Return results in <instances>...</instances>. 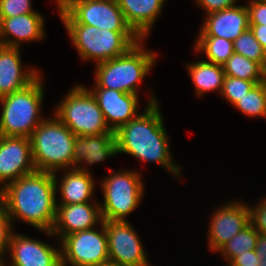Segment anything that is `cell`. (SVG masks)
Segmentation results:
<instances>
[{"label":"cell","mask_w":266,"mask_h":266,"mask_svg":"<svg viewBox=\"0 0 266 266\" xmlns=\"http://www.w3.org/2000/svg\"><path fill=\"white\" fill-rule=\"evenodd\" d=\"M149 93L152 95L147 99L145 110L115 132L118 155L125 153L143 162L155 163L180 177L181 166L172 159L159 100L152 91Z\"/></svg>","instance_id":"6da1fadb"},{"label":"cell","mask_w":266,"mask_h":266,"mask_svg":"<svg viewBox=\"0 0 266 266\" xmlns=\"http://www.w3.org/2000/svg\"><path fill=\"white\" fill-rule=\"evenodd\" d=\"M54 174L34 171L9 183L0 191L11 221L25 222L41 232L52 236L56 218V196Z\"/></svg>","instance_id":"7a4b0ae2"},{"label":"cell","mask_w":266,"mask_h":266,"mask_svg":"<svg viewBox=\"0 0 266 266\" xmlns=\"http://www.w3.org/2000/svg\"><path fill=\"white\" fill-rule=\"evenodd\" d=\"M59 18L82 61L95 65L125 54L140 38L133 31L99 30L94 26L78 24L63 8Z\"/></svg>","instance_id":"3957f363"},{"label":"cell","mask_w":266,"mask_h":266,"mask_svg":"<svg viewBox=\"0 0 266 266\" xmlns=\"http://www.w3.org/2000/svg\"><path fill=\"white\" fill-rule=\"evenodd\" d=\"M145 41L140 39L125 54L96 64L93 88L138 95L140 83L152 70L158 57L156 52L144 48Z\"/></svg>","instance_id":"277c9868"},{"label":"cell","mask_w":266,"mask_h":266,"mask_svg":"<svg viewBox=\"0 0 266 266\" xmlns=\"http://www.w3.org/2000/svg\"><path fill=\"white\" fill-rule=\"evenodd\" d=\"M30 141L37 171L57 175L60 170L74 169L75 134L55 115L45 118L36 127Z\"/></svg>","instance_id":"5b68a950"},{"label":"cell","mask_w":266,"mask_h":266,"mask_svg":"<svg viewBox=\"0 0 266 266\" xmlns=\"http://www.w3.org/2000/svg\"><path fill=\"white\" fill-rule=\"evenodd\" d=\"M41 74L26 88L0 98V135L30 138L42 116L44 79Z\"/></svg>","instance_id":"8992f818"},{"label":"cell","mask_w":266,"mask_h":266,"mask_svg":"<svg viewBox=\"0 0 266 266\" xmlns=\"http://www.w3.org/2000/svg\"><path fill=\"white\" fill-rule=\"evenodd\" d=\"M110 171L108 176L99 181L104 196L103 202H99L102 220L127 221L126 217L136 211L143 201L146 190L144 180L136 169Z\"/></svg>","instance_id":"52a82bcc"},{"label":"cell","mask_w":266,"mask_h":266,"mask_svg":"<svg viewBox=\"0 0 266 266\" xmlns=\"http://www.w3.org/2000/svg\"><path fill=\"white\" fill-rule=\"evenodd\" d=\"M54 108V115L75 135L92 136L111 132L94 95L75 84Z\"/></svg>","instance_id":"ba28073f"},{"label":"cell","mask_w":266,"mask_h":266,"mask_svg":"<svg viewBox=\"0 0 266 266\" xmlns=\"http://www.w3.org/2000/svg\"><path fill=\"white\" fill-rule=\"evenodd\" d=\"M72 233L60 240L62 266H95L109 261L105 223Z\"/></svg>","instance_id":"9c48e42d"},{"label":"cell","mask_w":266,"mask_h":266,"mask_svg":"<svg viewBox=\"0 0 266 266\" xmlns=\"http://www.w3.org/2000/svg\"><path fill=\"white\" fill-rule=\"evenodd\" d=\"M78 24L99 30L132 31L116 0H55Z\"/></svg>","instance_id":"30bf717a"},{"label":"cell","mask_w":266,"mask_h":266,"mask_svg":"<svg viewBox=\"0 0 266 266\" xmlns=\"http://www.w3.org/2000/svg\"><path fill=\"white\" fill-rule=\"evenodd\" d=\"M104 223L110 262L120 266H151L138 232L131 223L112 220Z\"/></svg>","instance_id":"8fae6325"},{"label":"cell","mask_w":266,"mask_h":266,"mask_svg":"<svg viewBox=\"0 0 266 266\" xmlns=\"http://www.w3.org/2000/svg\"><path fill=\"white\" fill-rule=\"evenodd\" d=\"M238 201L226 202L213 211L207 233L209 251L217 252L225 243L250 224L248 204ZM228 203V204H227Z\"/></svg>","instance_id":"7c38bea8"},{"label":"cell","mask_w":266,"mask_h":266,"mask_svg":"<svg viewBox=\"0 0 266 266\" xmlns=\"http://www.w3.org/2000/svg\"><path fill=\"white\" fill-rule=\"evenodd\" d=\"M34 171L30 138L0 135V191Z\"/></svg>","instance_id":"4fadbf2b"},{"label":"cell","mask_w":266,"mask_h":266,"mask_svg":"<svg viewBox=\"0 0 266 266\" xmlns=\"http://www.w3.org/2000/svg\"><path fill=\"white\" fill-rule=\"evenodd\" d=\"M14 232L9 243L7 266H62L61 248Z\"/></svg>","instance_id":"5bb4252c"},{"label":"cell","mask_w":266,"mask_h":266,"mask_svg":"<svg viewBox=\"0 0 266 266\" xmlns=\"http://www.w3.org/2000/svg\"><path fill=\"white\" fill-rule=\"evenodd\" d=\"M92 89L89 90L96 98L106 124L111 131L116 132L138 115L139 95L107 88Z\"/></svg>","instance_id":"9a60e30c"},{"label":"cell","mask_w":266,"mask_h":266,"mask_svg":"<svg viewBox=\"0 0 266 266\" xmlns=\"http://www.w3.org/2000/svg\"><path fill=\"white\" fill-rule=\"evenodd\" d=\"M102 221L99 202L57 204L51 233L60 241L64 236L94 228Z\"/></svg>","instance_id":"2e32d148"},{"label":"cell","mask_w":266,"mask_h":266,"mask_svg":"<svg viewBox=\"0 0 266 266\" xmlns=\"http://www.w3.org/2000/svg\"><path fill=\"white\" fill-rule=\"evenodd\" d=\"M20 49L0 45V98L26 88L41 75L37 67L24 68Z\"/></svg>","instance_id":"e0dca14e"},{"label":"cell","mask_w":266,"mask_h":266,"mask_svg":"<svg viewBox=\"0 0 266 266\" xmlns=\"http://www.w3.org/2000/svg\"><path fill=\"white\" fill-rule=\"evenodd\" d=\"M198 36H214L234 41L249 28L247 5H236L205 15Z\"/></svg>","instance_id":"ac0fdd59"},{"label":"cell","mask_w":266,"mask_h":266,"mask_svg":"<svg viewBox=\"0 0 266 266\" xmlns=\"http://www.w3.org/2000/svg\"><path fill=\"white\" fill-rule=\"evenodd\" d=\"M116 154L114 131L92 136L75 135L73 158L74 168L78 170L92 172L87 165L103 162Z\"/></svg>","instance_id":"d6986e66"},{"label":"cell","mask_w":266,"mask_h":266,"mask_svg":"<svg viewBox=\"0 0 266 266\" xmlns=\"http://www.w3.org/2000/svg\"><path fill=\"white\" fill-rule=\"evenodd\" d=\"M45 19L42 13L3 18L0 45L20 48L22 42L40 41L46 35Z\"/></svg>","instance_id":"ffe728a7"},{"label":"cell","mask_w":266,"mask_h":266,"mask_svg":"<svg viewBox=\"0 0 266 266\" xmlns=\"http://www.w3.org/2000/svg\"><path fill=\"white\" fill-rule=\"evenodd\" d=\"M62 178L59 180L54 175L56 193H60V201L56 204H75L87 202H99L93 198L95 179L92 172L74 169L62 170ZM94 199V200H92Z\"/></svg>","instance_id":"44dd1931"},{"label":"cell","mask_w":266,"mask_h":266,"mask_svg":"<svg viewBox=\"0 0 266 266\" xmlns=\"http://www.w3.org/2000/svg\"><path fill=\"white\" fill-rule=\"evenodd\" d=\"M127 25L140 38L147 39L166 0H116Z\"/></svg>","instance_id":"7402d4cb"},{"label":"cell","mask_w":266,"mask_h":266,"mask_svg":"<svg viewBox=\"0 0 266 266\" xmlns=\"http://www.w3.org/2000/svg\"><path fill=\"white\" fill-rule=\"evenodd\" d=\"M186 68L198 98L208 92L215 91L221 94L226 76L222 65L201 59L186 64Z\"/></svg>","instance_id":"603a6c76"},{"label":"cell","mask_w":266,"mask_h":266,"mask_svg":"<svg viewBox=\"0 0 266 266\" xmlns=\"http://www.w3.org/2000/svg\"><path fill=\"white\" fill-rule=\"evenodd\" d=\"M194 46L198 53H205V61L219 65H223L234 53L233 41L220 37L197 36Z\"/></svg>","instance_id":"cb8c5ba5"},{"label":"cell","mask_w":266,"mask_h":266,"mask_svg":"<svg viewBox=\"0 0 266 266\" xmlns=\"http://www.w3.org/2000/svg\"><path fill=\"white\" fill-rule=\"evenodd\" d=\"M222 66L226 76L247 81L266 80V70L259 63L235 52Z\"/></svg>","instance_id":"d4e9b609"},{"label":"cell","mask_w":266,"mask_h":266,"mask_svg":"<svg viewBox=\"0 0 266 266\" xmlns=\"http://www.w3.org/2000/svg\"><path fill=\"white\" fill-rule=\"evenodd\" d=\"M257 238L258 232L249 224L217 252L220 253L224 261L230 262L234 257L244 254L246 251L255 250Z\"/></svg>","instance_id":"484cf974"},{"label":"cell","mask_w":266,"mask_h":266,"mask_svg":"<svg viewBox=\"0 0 266 266\" xmlns=\"http://www.w3.org/2000/svg\"><path fill=\"white\" fill-rule=\"evenodd\" d=\"M247 117H266V80L255 84L234 106Z\"/></svg>","instance_id":"4316f807"},{"label":"cell","mask_w":266,"mask_h":266,"mask_svg":"<svg viewBox=\"0 0 266 266\" xmlns=\"http://www.w3.org/2000/svg\"><path fill=\"white\" fill-rule=\"evenodd\" d=\"M234 52L259 63L266 70V58L261 44L257 41L250 28L245 30L234 41Z\"/></svg>","instance_id":"83f0119b"},{"label":"cell","mask_w":266,"mask_h":266,"mask_svg":"<svg viewBox=\"0 0 266 266\" xmlns=\"http://www.w3.org/2000/svg\"><path fill=\"white\" fill-rule=\"evenodd\" d=\"M262 81H247L231 76H225L220 96L233 106L244 97L252 87Z\"/></svg>","instance_id":"f1b7e54d"},{"label":"cell","mask_w":266,"mask_h":266,"mask_svg":"<svg viewBox=\"0 0 266 266\" xmlns=\"http://www.w3.org/2000/svg\"><path fill=\"white\" fill-rule=\"evenodd\" d=\"M13 226V222L6 211L4 202L0 198V255L6 258L11 236L14 233Z\"/></svg>","instance_id":"f546056e"},{"label":"cell","mask_w":266,"mask_h":266,"mask_svg":"<svg viewBox=\"0 0 266 266\" xmlns=\"http://www.w3.org/2000/svg\"><path fill=\"white\" fill-rule=\"evenodd\" d=\"M32 7L31 0H0L2 19L27 13H40L33 10Z\"/></svg>","instance_id":"4dcf8cb0"},{"label":"cell","mask_w":266,"mask_h":266,"mask_svg":"<svg viewBox=\"0 0 266 266\" xmlns=\"http://www.w3.org/2000/svg\"><path fill=\"white\" fill-rule=\"evenodd\" d=\"M258 202L254 206H248L250 224L258 233L266 235V198H261Z\"/></svg>","instance_id":"1f68e13d"},{"label":"cell","mask_w":266,"mask_h":266,"mask_svg":"<svg viewBox=\"0 0 266 266\" xmlns=\"http://www.w3.org/2000/svg\"><path fill=\"white\" fill-rule=\"evenodd\" d=\"M249 25H266V1H247Z\"/></svg>","instance_id":"d6a6232c"},{"label":"cell","mask_w":266,"mask_h":266,"mask_svg":"<svg viewBox=\"0 0 266 266\" xmlns=\"http://www.w3.org/2000/svg\"><path fill=\"white\" fill-rule=\"evenodd\" d=\"M199 7L205 10V14H209L223 9L236 6L238 0H194Z\"/></svg>","instance_id":"836d02e7"},{"label":"cell","mask_w":266,"mask_h":266,"mask_svg":"<svg viewBox=\"0 0 266 266\" xmlns=\"http://www.w3.org/2000/svg\"><path fill=\"white\" fill-rule=\"evenodd\" d=\"M257 258L255 250H249L234 257L230 262L235 266H257Z\"/></svg>","instance_id":"e575fe53"},{"label":"cell","mask_w":266,"mask_h":266,"mask_svg":"<svg viewBox=\"0 0 266 266\" xmlns=\"http://www.w3.org/2000/svg\"><path fill=\"white\" fill-rule=\"evenodd\" d=\"M255 252L258 256L257 266H266V235L258 233Z\"/></svg>","instance_id":"d590c367"},{"label":"cell","mask_w":266,"mask_h":266,"mask_svg":"<svg viewBox=\"0 0 266 266\" xmlns=\"http://www.w3.org/2000/svg\"><path fill=\"white\" fill-rule=\"evenodd\" d=\"M249 28L257 41L261 44L266 58V25H249Z\"/></svg>","instance_id":"8d00e7d4"},{"label":"cell","mask_w":266,"mask_h":266,"mask_svg":"<svg viewBox=\"0 0 266 266\" xmlns=\"http://www.w3.org/2000/svg\"><path fill=\"white\" fill-rule=\"evenodd\" d=\"M95 266H120V265H118L117 263H113V262L108 261L106 263L95 265Z\"/></svg>","instance_id":"74e56055"},{"label":"cell","mask_w":266,"mask_h":266,"mask_svg":"<svg viewBox=\"0 0 266 266\" xmlns=\"http://www.w3.org/2000/svg\"><path fill=\"white\" fill-rule=\"evenodd\" d=\"M4 258L5 256L0 255V266H7V261Z\"/></svg>","instance_id":"f35d334b"},{"label":"cell","mask_w":266,"mask_h":266,"mask_svg":"<svg viewBox=\"0 0 266 266\" xmlns=\"http://www.w3.org/2000/svg\"><path fill=\"white\" fill-rule=\"evenodd\" d=\"M2 22H3V19H2V15H1V11H0V34L2 31Z\"/></svg>","instance_id":"ab89813d"},{"label":"cell","mask_w":266,"mask_h":266,"mask_svg":"<svg viewBox=\"0 0 266 266\" xmlns=\"http://www.w3.org/2000/svg\"><path fill=\"white\" fill-rule=\"evenodd\" d=\"M227 266H235L231 262L228 261Z\"/></svg>","instance_id":"60d3db41"},{"label":"cell","mask_w":266,"mask_h":266,"mask_svg":"<svg viewBox=\"0 0 266 266\" xmlns=\"http://www.w3.org/2000/svg\"><path fill=\"white\" fill-rule=\"evenodd\" d=\"M249 1H266V0H249Z\"/></svg>","instance_id":"b9f144b4"}]
</instances>
